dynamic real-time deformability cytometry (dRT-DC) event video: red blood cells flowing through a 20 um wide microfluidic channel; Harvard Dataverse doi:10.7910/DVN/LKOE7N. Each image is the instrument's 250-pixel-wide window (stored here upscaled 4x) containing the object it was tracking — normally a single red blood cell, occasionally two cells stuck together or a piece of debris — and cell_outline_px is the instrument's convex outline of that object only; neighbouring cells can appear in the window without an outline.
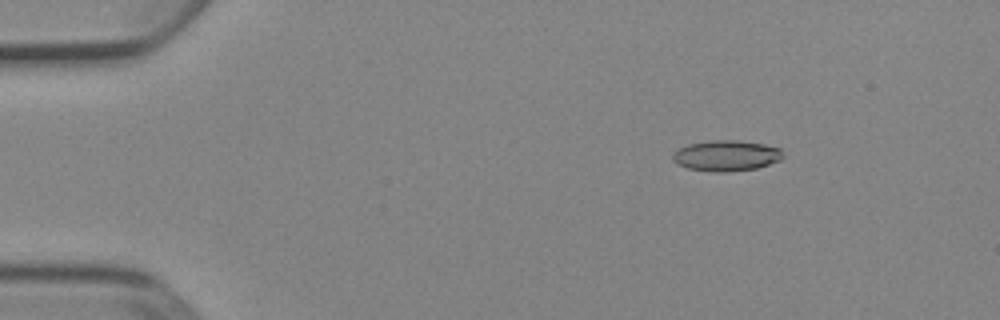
{"species": "Egyptian fruit bat (a non-hibernating species)", "species_latin": "Rousettus aegyptiacus", "temperature_condition": "cold", "stored_images_in_passage": 52, "camera_frame_rate_fps": 3000, "um_per_image_px": 0.085, "animal": {"sex": "female"}, "frame": {"image": 1, "passage_image": 8, "time_ms": 2.333, "image_size_px": [1000, 320], "cell_outline_px": [[784, 156], [780, 160], [756, 168], [728, 172], [712, 172], [688, 168], [676, 164], [672, 160], [672, 156], [680, 148], [688, 144], [712, 140], [736, 140], [764, 144], [780, 148], [784, 152]], "centroid_in_image_um": [61.75, 13.23], "position_along_channel_um": 23.3, "area_um2": 19.77}}
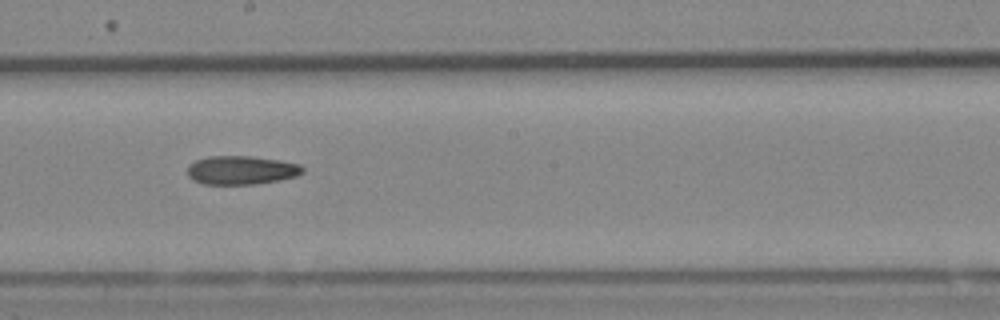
{"frame": {"image": 2, "passage_image": 30, "time_ms": 9.667, "image_size_px": [1000, 320], "cell_outline_px": [[304, 172], [296, 176], [280, 180], [256, 184], [204, 184], [192, 180], [188, 176], [188, 164], [196, 160], [208, 156], [252, 156], [280, 160], [300, 164], [304, 168]], "centroid_in_image_um": [20.52, 14.46], "position_along_channel_um": 227.7, "area_um2": 19.42}}
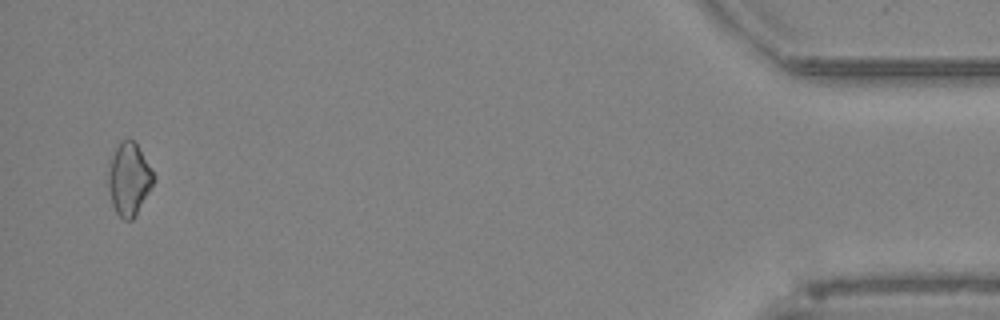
{"frame": {"image": 3, "passage_image": 51, "time_ms": 16.667, "image_size_px": [1000, 320], "cell_outline_px": [[156, 180], [132, 220], [124, 220], [116, 212], [112, 204], [108, 188], [108, 172], [112, 156], [120, 140], [128, 136], [136, 144], [156, 176]], "centroid_in_image_um": [10.97, 15.21], "position_along_channel_um": 424.2, "area_um2": 19.07}}